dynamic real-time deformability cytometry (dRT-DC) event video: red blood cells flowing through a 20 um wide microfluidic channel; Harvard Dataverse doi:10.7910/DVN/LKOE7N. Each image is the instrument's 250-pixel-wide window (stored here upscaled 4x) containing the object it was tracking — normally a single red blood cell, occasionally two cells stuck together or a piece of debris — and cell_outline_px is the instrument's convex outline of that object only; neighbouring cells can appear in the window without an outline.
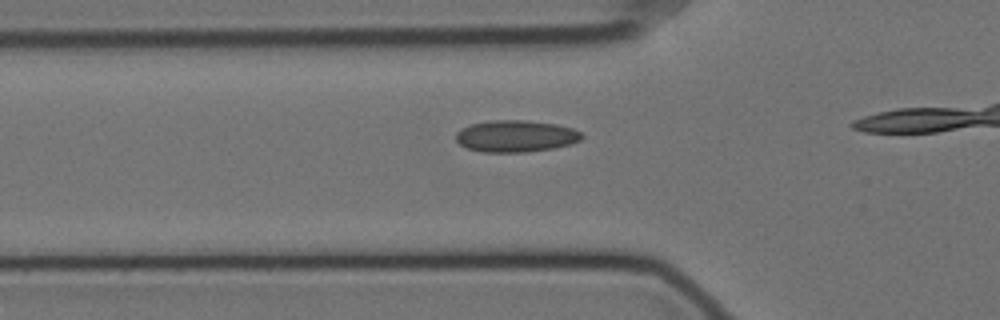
{"species": "Egyptian fruit bat (a non-hibernating species)", "species_latin": "Rousettus aegyptiacus", "temperature_condition": "cold", "stored_images_in_passage": 17, "camera_frame_rate_fps": 3000, "um_per_image_px": 0.085, "animal": {"sex": "female"}, "frame": {"image": 1, "passage_image": 12, "time_ms": 3.667, "image_size_px": [1000, 320], "cell_outline_px": [[584, 136], [580, 140], [572, 144], [552, 148], [524, 152], [484, 152], [468, 148], [460, 144], [456, 140], [456, 132], [460, 128], [468, 124], [492, 120], [524, 120], [556, 124], [572, 128], [580, 132]], "centroid_in_image_um": [43.82, 11.56], "position_along_channel_um": 82.0, "area_um2": 23.35}}
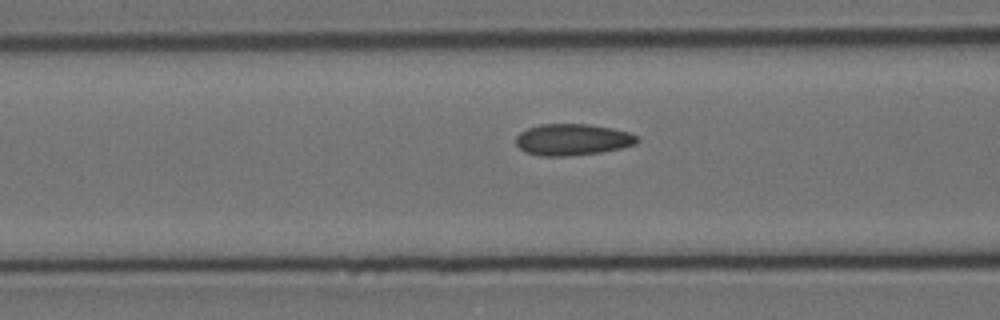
{"frame": {"image": 2, "passage_image": 15, "time_ms": 4.667, "image_size_px": [1000, 320], "cell_outline_px": [[640, 140], [636, 144], [620, 148], [600, 152], [568, 156], [540, 156], [524, 152], [516, 144], [516, 136], [520, 132], [528, 128], [540, 124], [588, 124], [612, 128], [628, 132], [636, 136]], "centroid_in_image_um": [48.64, 11.87], "position_along_channel_um": 118.0, "area_um2": 22.25}}